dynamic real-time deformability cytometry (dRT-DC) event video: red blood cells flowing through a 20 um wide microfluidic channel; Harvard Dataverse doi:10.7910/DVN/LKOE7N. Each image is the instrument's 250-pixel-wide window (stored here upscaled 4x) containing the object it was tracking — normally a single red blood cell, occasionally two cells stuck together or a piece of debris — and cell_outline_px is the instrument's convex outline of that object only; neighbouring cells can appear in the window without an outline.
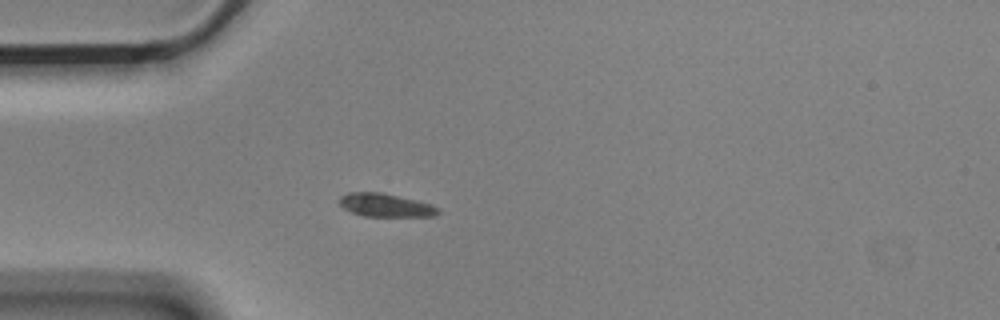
{"species": "Egyptian fruit bat (a non-hibernating species)", "species_latin": "Rousettus aegyptiacus", "temperature_condition": "cold", "stored_images_in_passage": 5, "camera_frame_rate_fps": 3000, "um_per_image_px": 0.085, "animal": {"sex": "male"}, "frame": {"image": 1, "passage_image": 4, "time_ms": 1.0, "image_size_px": [1000, 320], "cell_outline_px": [[440, 212], [436, 216], [364, 216], [352, 212], [344, 208], [340, 204], [340, 196], [348, 192], [380, 192], [428, 204], [440, 208]], "centroid_in_image_um": [32.74, 17.45], "position_along_channel_um": 52.3, "area_um2": 13.06}}